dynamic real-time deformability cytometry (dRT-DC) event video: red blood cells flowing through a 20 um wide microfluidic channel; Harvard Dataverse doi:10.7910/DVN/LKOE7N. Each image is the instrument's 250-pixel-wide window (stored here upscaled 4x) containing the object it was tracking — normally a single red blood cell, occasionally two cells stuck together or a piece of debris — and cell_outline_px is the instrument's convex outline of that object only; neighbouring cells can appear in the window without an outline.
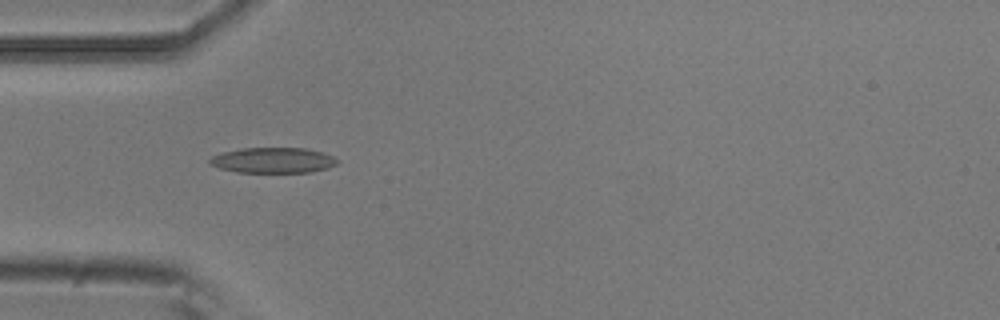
{"species": "common noctule bat (a hibernating species)", "species_latin": "Nyctalus noctula", "temperature_condition": "room temperature", "stored_images_in_passage": 2, "camera_frame_rate_fps": 3000, "um_per_image_px": 0.085, "animal": {"sex": "male", "body_mass_g": 20.5, "forearm_length_mm": 52.5}, "frame": {"image": 1, "passage_image": 1, "time_ms": 0.0, "image_size_px": [1000, 320], "cell_outline_px": [[340, 160], [336, 164], [328, 168], [312, 172], [236, 172], [220, 168], [208, 164], [208, 160], [212, 156], [224, 152], [240, 148], [304, 148], [320, 152], [332, 156]], "centroid_in_image_um": [23.19, 13.62], "position_along_channel_um": 61.8, "area_um2": 18.9}}
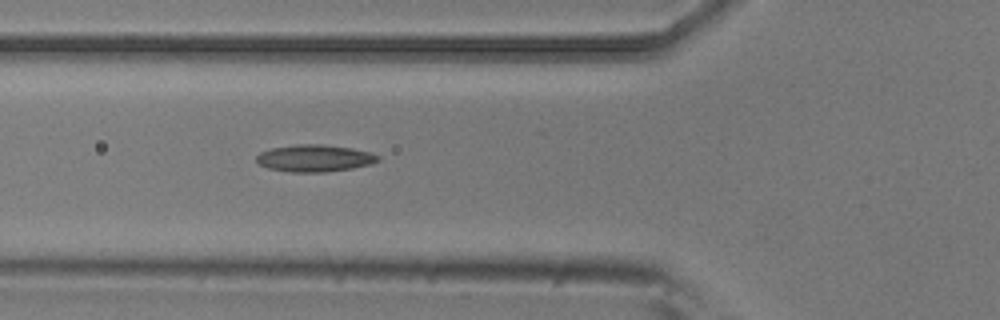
{"frame": {"image": 2, "passage_image": 2, "time_ms": 0.333, "image_size_px": [1000, 320], "cell_outline_px": [[380, 160], [372, 164], [352, 168], [324, 172], [288, 172], [268, 168], [260, 164], [256, 160], [256, 156], [260, 152], [272, 148], [296, 144], [320, 144], [352, 148], [372, 152], [380, 156]], "centroid_in_image_um": [26.77, 13.44], "position_along_channel_um": 99.0, "area_um2": 19.25}}